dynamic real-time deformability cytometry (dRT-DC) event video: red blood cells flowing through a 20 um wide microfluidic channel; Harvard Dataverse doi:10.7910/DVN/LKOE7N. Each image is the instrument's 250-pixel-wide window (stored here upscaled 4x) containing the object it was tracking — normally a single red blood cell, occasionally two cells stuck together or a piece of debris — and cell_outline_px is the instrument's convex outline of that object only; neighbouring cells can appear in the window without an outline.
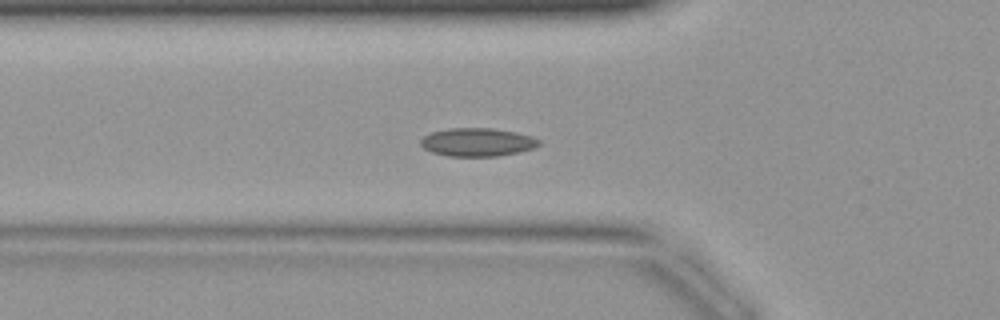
{"species": "common noctule bat (a hibernating species)", "species_latin": "Nyctalus noctula", "temperature_condition": "warm", "stored_images_in_passage": 44, "camera_frame_rate_fps": 3000, "um_per_image_px": 0.085, "animal": {"sex": "female", "body_mass_g": 19.9}, "frame": {"image": 1, "passage_image": 15, "time_ms": 4.667, "image_size_px": [1000, 320], "cell_outline_px": [[540, 144], [532, 148], [516, 152], [496, 156], [448, 156], [432, 152], [424, 148], [420, 144], [420, 140], [424, 136], [432, 132], [448, 128], [492, 128], [516, 132], [532, 136], [540, 140]], "centroid_in_image_um": [40.56, 12.07], "position_along_channel_um": 85.2, "area_um2": 19.36}}
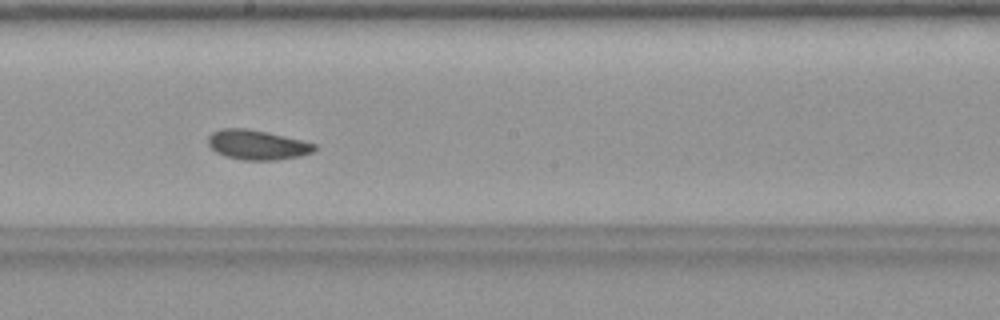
{"frame": {"image": 2, "passage_image": 24, "time_ms": 7.667, "image_size_px": [1000, 320], "cell_outline_px": [[316, 148], [312, 152], [300, 156], [276, 160], [244, 160], [224, 156], [216, 152], [208, 144], [208, 136], [212, 132], [220, 128], [248, 128], [268, 132], [316, 144]], "centroid_in_image_um": [21.83, 12.3], "position_along_channel_um": 226.4, "area_um2": 18.44}}
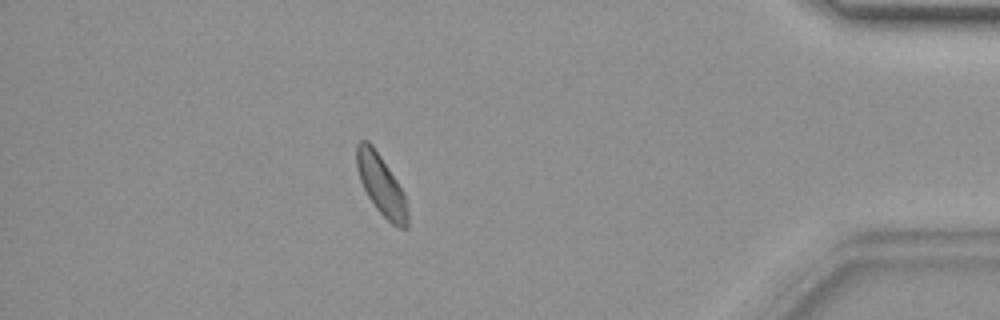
{"frame": {"image": 3, "passage_image": 38, "time_ms": 12.333, "image_size_px": [1000, 320], "cell_outline_px": [[408, 228], [400, 228], [392, 224], [376, 208], [368, 196], [360, 180], [356, 168], [356, 144], [360, 140], [368, 140], [372, 144], [404, 192], [408, 208]], "centroid_in_image_um": [32.4, 15.72], "position_along_channel_um": 402.8, "area_um2": 17.86}}